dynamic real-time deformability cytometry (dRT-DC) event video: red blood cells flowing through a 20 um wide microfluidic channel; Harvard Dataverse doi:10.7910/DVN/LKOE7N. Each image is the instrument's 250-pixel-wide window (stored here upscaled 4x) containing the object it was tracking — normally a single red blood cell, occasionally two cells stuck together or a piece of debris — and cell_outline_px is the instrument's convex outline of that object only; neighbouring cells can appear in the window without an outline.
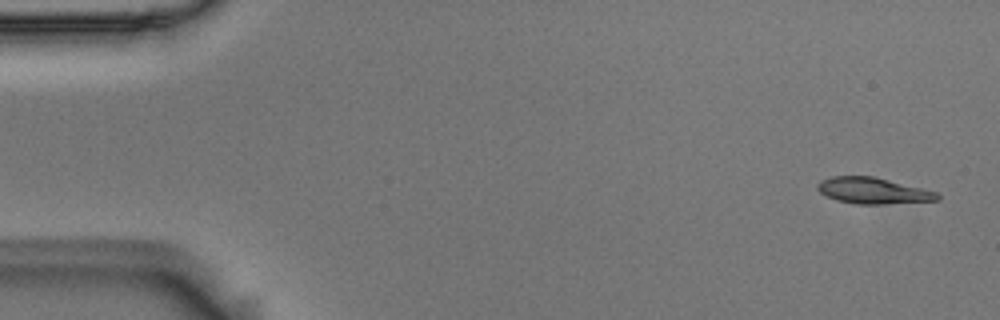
{"species": "Egyptian fruit bat (a non-hibernating species)", "species_latin": "Rousettus aegyptiacus", "temperature_condition": "room temperature", "stored_images_in_passage": 7, "camera_frame_rate_fps": 3000, "um_per_image_px": 0.085, "animal": {"sex": "male"}, "frame": {"image": 1, "passage_image": 1, "time_ms": 0.0, "image_size_px": [1000, 320], "cell_outline_px": [[940, 200], [880, 204], [856, 204], [836, 200], [820, 192], [816, 188], [816, 184], [820, 180], [832, 176], [872, 176], [936, 192], [940, 196]], "centroid_in_image_um": [74.15, 16.21], "position_along_channel_um": 10.8, "area_um2": 18.03}}
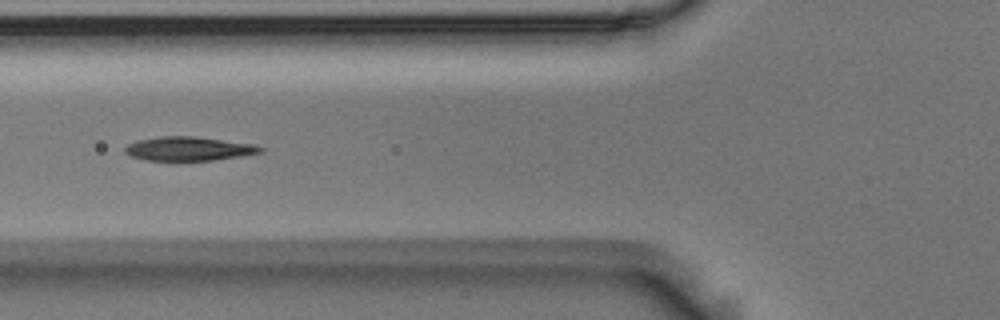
{"frame": {"image": 2, "passage_image": 6, "time_ms": 1.667, "image_size_px": [1000, 320], "cell_outline_px": [[264, 152], [240, 156], [212, 160], [148, 160], [132, 156], [124, 152], [124, 148], [128, 144], [136, 140], [160, 136], [196, 136], [256, 144], [264, 148]], "centroid_in_image_um": [16.07, 12.62], "position_along_channel_um": 109.7, "area_um2": 18.96}}
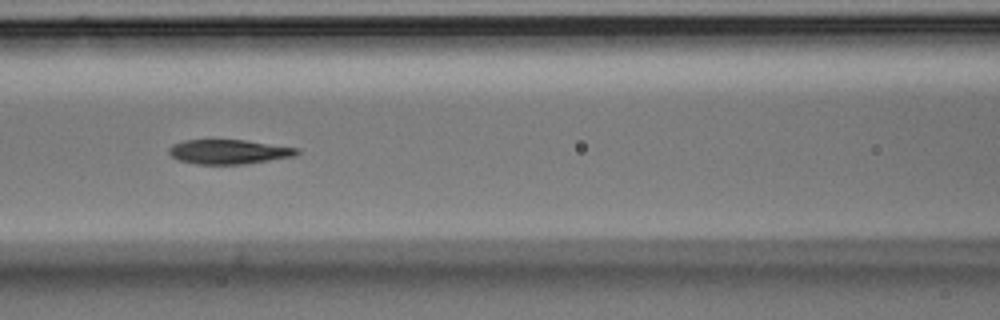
{"frame": {"image": 3, "passage_image": 7, "time_ms": 2.0, "image_size_px": [1000, 320], "cell_outline_px": [[300, 152], [296, 156], [244, 164], [196, 164], [180, 160], [172, 156], [168, 152], [168, 148], [172, 144], [184, 140], [244, 140], [300, 148]], "centroid_in_image_um": [19.47, 12.9], "position_along_channel_um": 147.1, "area_um2": 18.26}}